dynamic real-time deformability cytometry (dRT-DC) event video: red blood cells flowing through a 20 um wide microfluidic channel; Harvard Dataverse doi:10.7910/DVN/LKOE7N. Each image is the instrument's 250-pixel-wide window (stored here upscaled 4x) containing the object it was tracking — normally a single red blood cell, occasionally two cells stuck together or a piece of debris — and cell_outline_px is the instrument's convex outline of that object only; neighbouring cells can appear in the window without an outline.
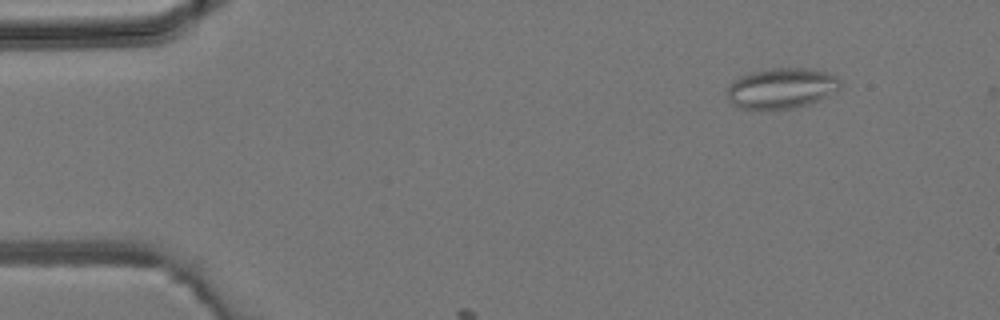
{"species": "common noctule bat (a hibernating species)", "species_latin": "Nyctalus noctula", "temperature_condition": "room temperature", "stored_images_in_passage": 4, "camera_frame_rate_fps": 3000, "um_per_image_px": 0.085, "animal": {"sex": "male", "body_mass_g": 19.2, "forearm_length_mm": 51.8}, "frame": {"image": 1, "passage_image": 2, "time_ms": 1.333, "image_size_px": [1000, 320], "cell_outline_px": [[840, 88], [836, 92], [820, 100], [808, 104], [792, 108], [740, 108], [732, 104], [728, 100], [728, 88], [740, 76], [748, 72], [772, 68], [804, 68], [824, 72], [836, 76], [840, 80]], "centroid_in_image_um": [66.45, 7.49], "position_along_channel_um": 18.6, "area_um2": 26.41}}